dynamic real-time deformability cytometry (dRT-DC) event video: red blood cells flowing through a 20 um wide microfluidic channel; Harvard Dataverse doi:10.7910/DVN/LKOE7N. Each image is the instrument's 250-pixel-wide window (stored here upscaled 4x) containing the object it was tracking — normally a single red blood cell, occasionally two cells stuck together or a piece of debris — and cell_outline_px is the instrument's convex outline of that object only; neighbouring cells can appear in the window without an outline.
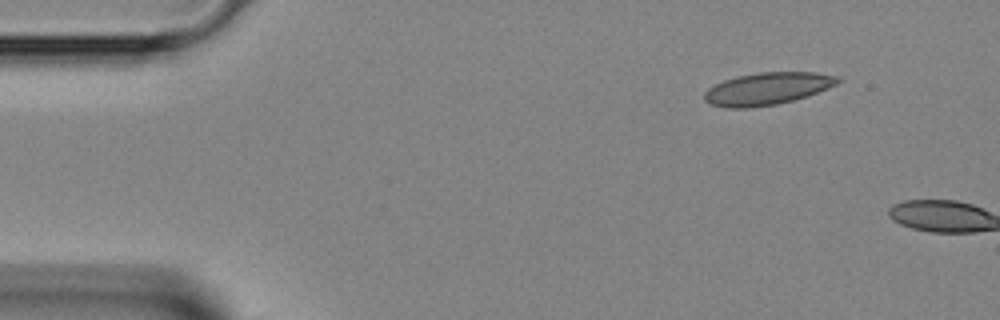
{"species": "Egyptian fruit bat (a non-hibernating species)", "species_latin": "Rousettus aegyptiacus", "temperature_condition": "room temperature", "stored_images_in_passage": 2, "camera_frame_rate_fps": 3000, "um_per_image_px": 0.085, "animal": {"sex": "female"}, "frame": {"image": 1, "passage_image": 1, "time_ms": 0.0, "image_size_px": [1000, 320], "cell_outline_px": [[844, 80], [828, 88], [792, 100], [776, 104], [748, 108], [728, 108], [708, 104], [704, 100], [704, 92], [708, 88], [724, 80], [736, 76], [760, 72], [816, 72], [836, 76]], "centroid_in_image_um": [65.19, 7.53], "position_along_channel_um": 19.8, "area_um2": 25.03}}